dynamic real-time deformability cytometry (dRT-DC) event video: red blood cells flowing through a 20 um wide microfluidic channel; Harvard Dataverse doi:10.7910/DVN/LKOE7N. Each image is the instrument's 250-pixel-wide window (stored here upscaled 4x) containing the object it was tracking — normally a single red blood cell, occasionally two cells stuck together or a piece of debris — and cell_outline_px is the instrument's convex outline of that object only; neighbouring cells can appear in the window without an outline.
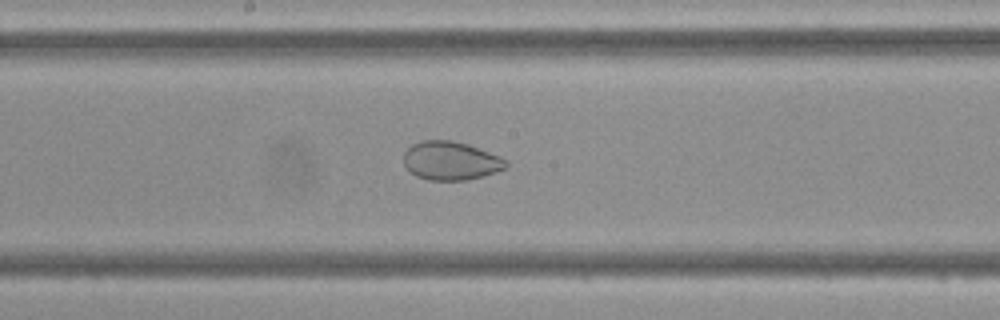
{"species": "Egyptian fruit bat (a non-hibernating species)", "species_latin": "Rousettus aegyptiacus", "temperature_condition": "cold", "stored_images_in_passage": 47, "segment_of_instrument_passage": [2, 2], "camera_frame_rate_fps": 3000, "um_per_image_px": 0.085, "frame": {"image": 1, "passage_image": 25, "time_ms": 8.0, "image_size_px": [1000, 320], "cell_outline_px": [[508, 164], [504, 168], [496, 172], [484, 176], [464, 180], [428, 180], [416, 176], [404, 164], [404, 152], [412, 144], [424, 140], [452, 140], [468, 144], [500, 156], [508, 160]], "centroid_in_image_um": [38.33, 13.66], "position_along_channel_um": 209.9, "area_um2": 23.0}}
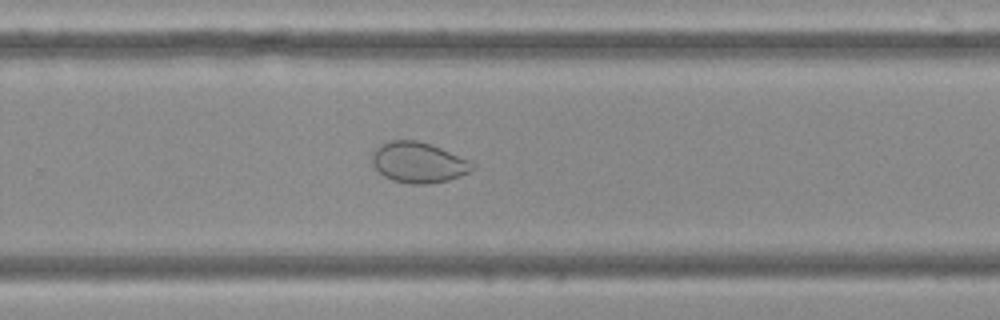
{"frame": {"image": 2, "passage_image": 31, "time_ms": 10.0, "image_size_px": [1000, 320], "cell_outline_px": [[476, 168], [468, 172], [448, 180], [424, 184], [412, 184], [392, 180], [384, 176], [372, 164], [372, 152], [380, 144], [392, 140], [416, 140], [440, 148], [468, 160], [476, 164]], "centroid_in_image_um": [35.54, 13.81], "position_along_channel_um": 294.3, "area_um2": 23.47}}
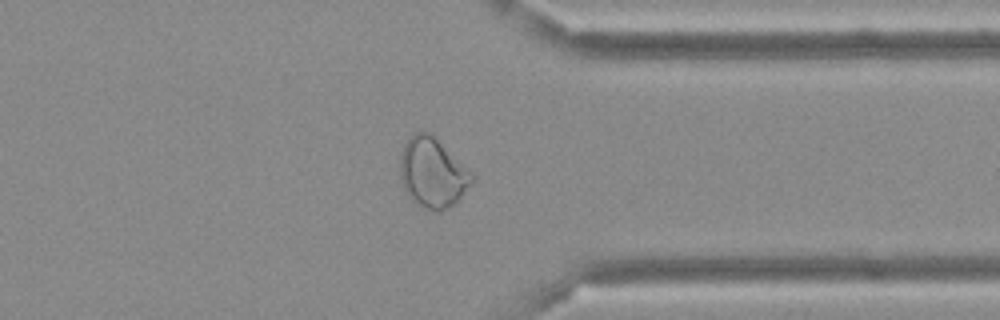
{"frame": {"image": 3, "passage_image": 37, "time_ms": 12.0, "image_size_px": [1000, 320], "cell_outline_px": [[476, 176], [460, 196], [452, 204], [440, 212], [432, 212], [420, 208], [408, 196], [404, 188], [400, 176], [400, 156], [404, 144], [416, 132], [432, 132]], "centroid_in_image_um": [36.76, 14.68], "position_along_channel_um": 374.6, "area_um2": 29.36}}